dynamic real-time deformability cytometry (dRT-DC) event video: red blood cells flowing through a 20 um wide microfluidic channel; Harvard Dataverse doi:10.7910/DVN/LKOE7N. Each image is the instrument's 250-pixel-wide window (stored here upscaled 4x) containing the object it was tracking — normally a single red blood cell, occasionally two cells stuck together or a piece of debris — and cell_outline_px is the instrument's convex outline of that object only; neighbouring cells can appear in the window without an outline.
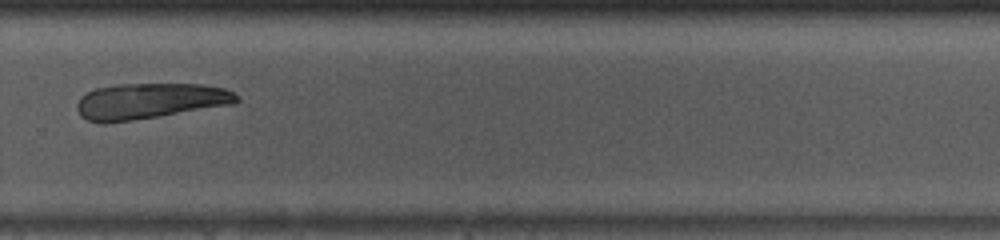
{"species": "common noctule bat (a hibernating species)", "species_latin": "Nyctalus noctula", "temperature_condition": "room temperature", "stored_images_in_passage": 50, "camera_frame_rate_fps": 3000, "um_per_image_px": 0.085, "animal": {"sex": "male", "body_mass_g": 13.0, "forearm_length_mm": 53.1}, "frame": {"image": 1, "passage_image": 35, "time_ms": 11.333, "image_size_px": [1000, 240], "cell_outline_px": [[240, 100], [236, 104], [160, 116], [132, 120], [88, 120], [80, 116], [76, 108], [76, 104], [80, 96], [96, 88], [116, 84], [204, 84], [224, 88], [232, 92]], "centroid_in_image_um": [12.78, 8.56], "position_along_channel_um": 317.0, "area_um2": 32.89}}